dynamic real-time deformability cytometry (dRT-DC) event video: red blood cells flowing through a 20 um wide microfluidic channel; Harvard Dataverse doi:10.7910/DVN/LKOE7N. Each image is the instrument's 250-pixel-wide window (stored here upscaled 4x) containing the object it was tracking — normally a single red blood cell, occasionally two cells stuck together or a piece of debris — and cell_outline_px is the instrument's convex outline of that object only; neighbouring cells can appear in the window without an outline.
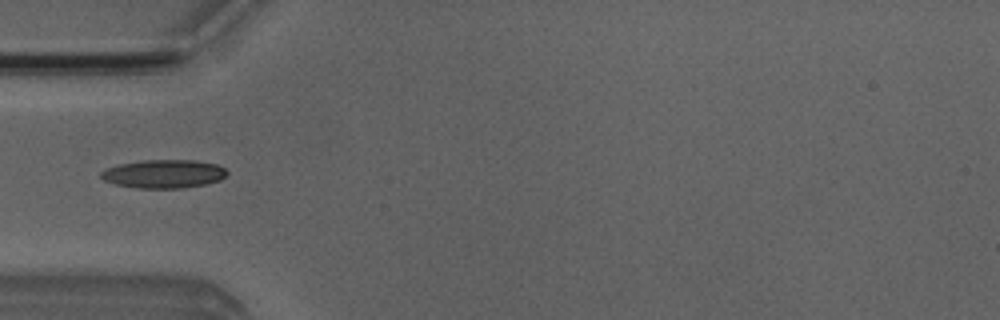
{"species": "Egyptian fruit bat (a non-hibernating species)", "species_latin": "Rousettus aegyptiacus", "temperature_condition": "room temperature", "stored_images_in_passage": 6, "camera_frame_rate_fps": 3000, "um_per_image_px": 0.085, "animal": {"sex": "male"}, "frame": {"image": 1, "passage_image": 4, "time_ms": 4.333, "image_size_px": [1000, 320], "cell_outline_px": [[228, 172], [220, 180], [204, 184], [180, 188], [136, 188], [116, 184], [104, 180], [100, 176], [100, 172], [116, 164], [144, 160], [196, 160], [216, 164], [224, 168]], "centroid_in_image_um": [13.9, 14.77], "position_along_channel_um": 71.1, "area_um2": 20.81}}